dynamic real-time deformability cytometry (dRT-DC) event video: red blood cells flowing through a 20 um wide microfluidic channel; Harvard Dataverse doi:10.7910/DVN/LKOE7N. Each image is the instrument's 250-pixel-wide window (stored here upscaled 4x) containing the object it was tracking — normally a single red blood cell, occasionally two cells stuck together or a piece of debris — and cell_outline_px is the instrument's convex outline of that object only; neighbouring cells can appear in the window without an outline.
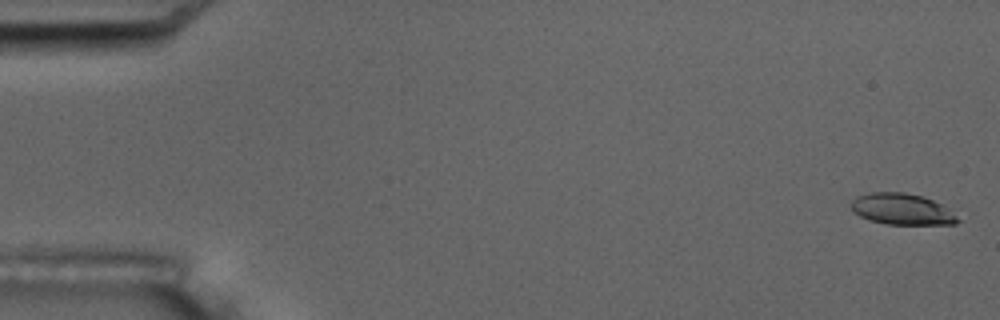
{"species": "common noctule bat (a hibernating species)", "species_latin": "Nyctalus noctula", "temperature_condition": "room temperature", "stored_images_in_passage": 7, "camera_frame_rate_fps": 3000, "um_per_image_px": 0.085, "animal": {"sex": "male", "body_mass_g": 17.5, "forearm_length_mm": 52.3}, "frame": {"image": 1, "passage_image": 1, "time_ms": 0.0, "image_size_px": [1000, 320], "cell_outline_px": [[960, 220], [956, 224], [888, 224], [868, 220], [852, 212], [852, 200], [860, 196], [872, 192], [904, 192], [920, 196], [932, 200], [940, 204], [956, 216]], "centroid_in_image_um": [76.63, 17.79], "position_along_channel_um": 8.4, "area_um2": 19.02}}